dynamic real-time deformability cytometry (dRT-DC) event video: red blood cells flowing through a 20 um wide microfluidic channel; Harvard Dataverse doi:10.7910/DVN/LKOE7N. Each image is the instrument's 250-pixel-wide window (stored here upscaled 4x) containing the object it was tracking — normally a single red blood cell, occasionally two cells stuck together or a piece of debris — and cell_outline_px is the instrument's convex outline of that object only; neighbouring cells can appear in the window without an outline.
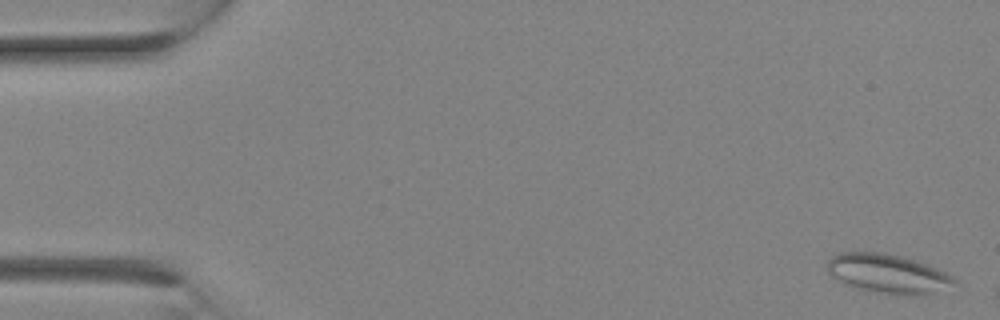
{"species": "Egyptian fruit bat (a non-hibernating species)", "species_latin": "Rousettus aegyptiacus", "temperature_condition": "room temperature", "stored_images_in_passage": 8, "camera_frame_rate_fps": 3000, "um_per_image_px": 0.085, "animal": {"sex": "female"}, "frame": {"image": 1, "passage_image": 1, "time_ms": 0.0, "image_size_px": [1000, 320], "cell_outline_px": [[960, 284], [932, 292], [916, 296], [888, 296], [852, 288], [832, 276], [828, 272], [828, 260], [836, 252], [884, 252], [904, 256], [916, 260], [948, 272]], "centroid_in_image_um": [75.49, 23.28], "position_along_channel_um": 9.5, "area_um2": 29.88}}